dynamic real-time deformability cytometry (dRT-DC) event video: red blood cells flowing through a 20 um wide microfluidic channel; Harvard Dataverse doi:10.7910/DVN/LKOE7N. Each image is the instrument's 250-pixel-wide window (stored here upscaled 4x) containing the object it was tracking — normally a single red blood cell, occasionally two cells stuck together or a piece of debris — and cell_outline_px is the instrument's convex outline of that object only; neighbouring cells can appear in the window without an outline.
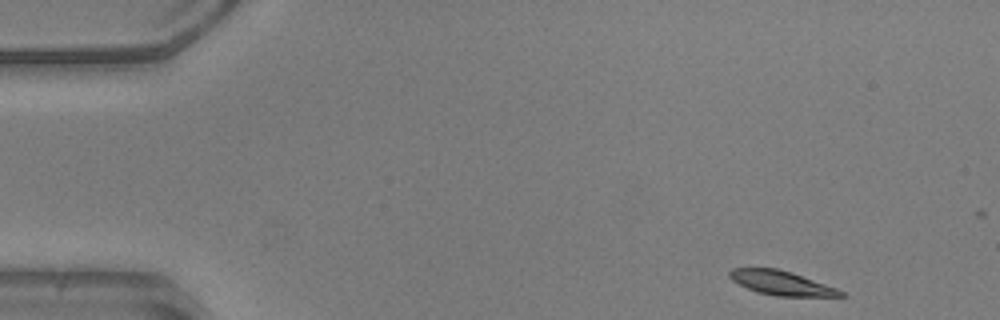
{"species": "common noctule bat (a hibernating species)", "species_latin": "Nyctalus noctula", "temperature_condition": "warm", "stored_images_in_passage": 11, "camera_frame_rate_fps": 3000, "um_per_image_px": 0.085, "animal": {"sex": "male", "body_mass_g": 20.5, "forearm_length_mm": 52.5}, "frame": {"image": 1, "passage_image": 1, "time_ms": 0.0, "image_size_px": [1000, 320], "cell_outline_px": [[848, 296], [776, 296], [756, 292], [732, 280], [728, 276], [728, 272], [732, 268], [776, 268], [792, 272], [836, 288], [844, 292]], "centroid_in_image_um": [66.4, 24.05], "position_along_channel_um": 18.6, "area_um2": 15.61}}
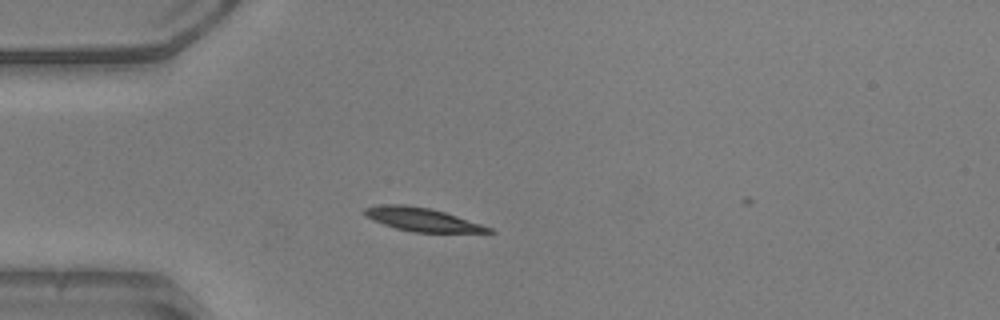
{"frame": {"image": 2, "passage_image": 10, "time_ms": 3.0, "image_size_px": [1000, 320], "cell_outline_px": [[496, 232], [412, 232], [396, 228], [372, 220], [364, 216], [360, 212], [364, 208], [380, 204], [408, 204], [428, 208], [444, 212], [492, 228]], "centroid_in_image_um": [35.78, 18.64], "position_along_channel_um": 49.2, "area_um2": 16.88}}